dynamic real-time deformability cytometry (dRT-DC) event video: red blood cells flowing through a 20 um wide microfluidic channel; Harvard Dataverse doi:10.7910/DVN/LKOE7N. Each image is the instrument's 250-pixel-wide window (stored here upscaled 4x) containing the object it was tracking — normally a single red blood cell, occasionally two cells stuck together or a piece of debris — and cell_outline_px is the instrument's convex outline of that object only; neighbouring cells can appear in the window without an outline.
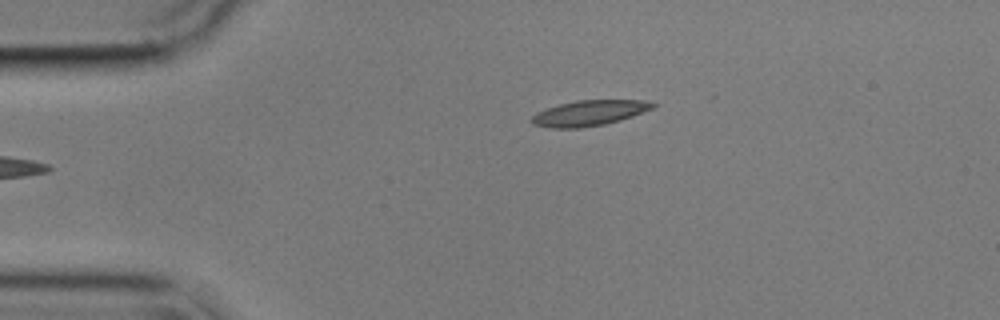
{"species": "common noctule bat (a hibernating species)", "species_latin": "Nyctalus noctula", "temperature_condition": "cold", "stored_images_in_passage": 39, "camera_frame_rate_fps": 3000, "um_per_image_px": 0.085, "animal": {"sex": "male", "body_mass_g": 17.9}, "frame": {"image": 1, "passage_image": 1, "time_ms": 0.0, "image_size_px": [1000, 320], "cell_outline_px": [[656, 104], [652, 108], [632, 116], [620, 120], [604, 124], [580, 128], [552, 128], [532, 124], [532, 116], [536, 112], [560, 104], [576, 100], [644, 100]], "centroid_in_image_um": [50.06, 9.61], "position_along_channel_um": 34.9, "area_um2": 17.74}}
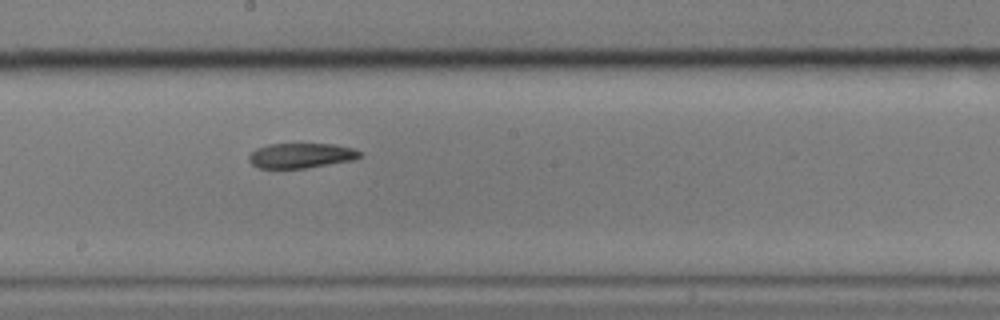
{"frame": {"image": 2, "passage_image": 20, "time_ms": 6.333, "image_size_px": [1000, 320], "cell_outline_px": [[364, 156], [352, 160], [308, 168], [260, 168], [252, 164], [248, 160], [248, 156], [256, 148], [268, 144], [336, 144], [352, 148], [364, 152]], "centroid_in_image_um": [25.63, 13.22], "position_along_channel_um": 222.6, "area_um2": 16.3}}
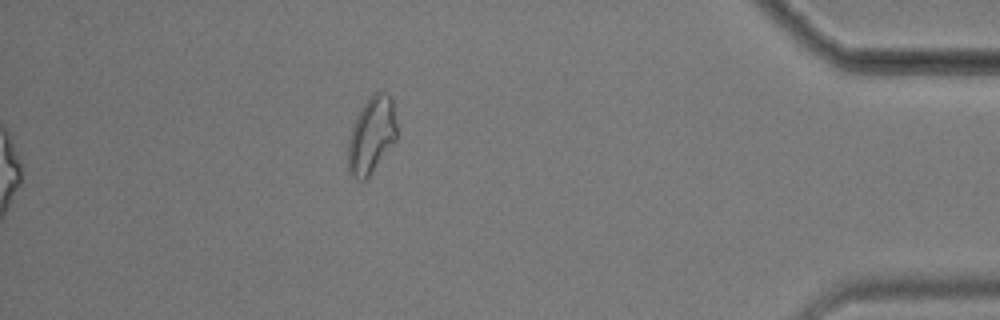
{"frame": {"image": 3, "passage_image": 39, "time_ms": 12.667, "image_size_px": [1000, 320], "cell_outline_px": [[396, 140], [368, 176], [364, 180], [360, 180], [352, 176], [348, 172], [348, 140], [356, 116], [368, 96], [372, 92], [384, 92], [392, 96], [396, 124]], "centroid_in_image_um": [31.57, 11.44], "position_along_channel_um": 403.6, "area_um2": 21.73}, "authors_computed_cell_mechanics": {"area_um2": 17.7446, "velocity_mm_per_s": 3.5535, "shape_relaxation_time_tau1_ms": null, "shape_relaxation_time_tau2_ms": 7.9459, "deformation_change_tau1": null, "deformation_change_tau2": 0.1602}}